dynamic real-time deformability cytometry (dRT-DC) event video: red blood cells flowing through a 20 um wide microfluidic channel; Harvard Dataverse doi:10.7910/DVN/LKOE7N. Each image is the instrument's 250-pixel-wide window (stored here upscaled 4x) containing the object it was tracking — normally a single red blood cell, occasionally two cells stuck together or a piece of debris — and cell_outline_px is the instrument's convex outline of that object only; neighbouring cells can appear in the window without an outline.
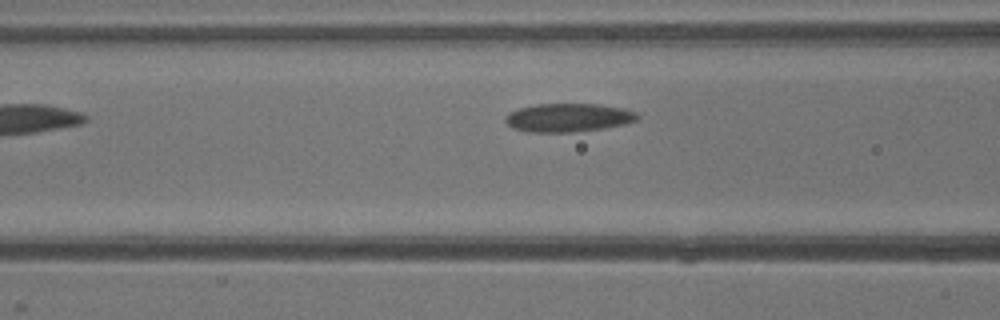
{"species": "common noctule bat (a hibernating species)", "species_latin": "Nyctalus noctula", "temperature_condition": "warm", "stored_images_in_passage": 5, "camera_frame_rate_fps": 3000, "um_per_image_px": 0.085, "animal": {"sex": "male", "body_mass_g": 13.3}, "frame": {"image": 1, "passage_image": 5, "time_ms": 4.667, "image_size_px": [1000, 320], "cell_outline_px": [[640, 116], [636, 120], [624, 124], [604, 128], [576, 132], [528, 132], [512, 128], [504, 120], [504, 116], [508, 112], [520, 108], [536, 104], [600, 104], [624, 108], [636, 112]], "centroid_in_image_um": [48.29, 10.0], "position_along_channel_um": 118.3, "area_um2": 22.08}}